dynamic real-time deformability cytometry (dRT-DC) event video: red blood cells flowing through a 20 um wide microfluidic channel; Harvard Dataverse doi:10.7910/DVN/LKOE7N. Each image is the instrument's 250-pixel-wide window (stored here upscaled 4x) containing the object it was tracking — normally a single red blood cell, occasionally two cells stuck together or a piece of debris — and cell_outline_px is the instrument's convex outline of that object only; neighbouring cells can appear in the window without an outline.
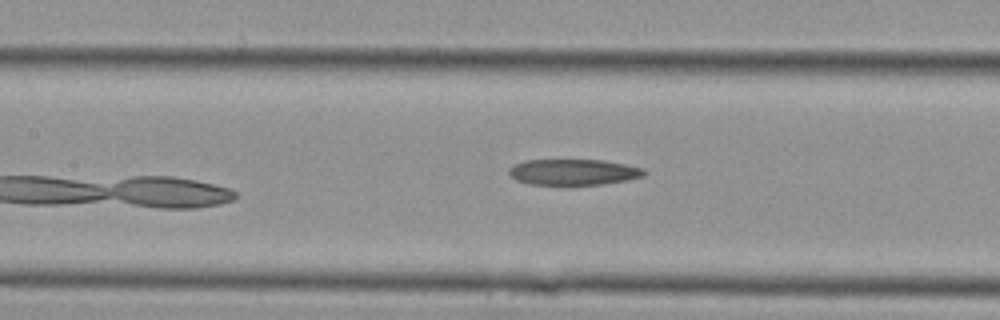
{"species": "Egyptian fruit bat (a non-hibernating species)", "species_latin": "Rousettus aegyptiacus", "temperature_condition": "cold", "stored_images_in_passage": 9, "camera_frame_rate_fps": 3000, "um_per_image_px": 0.085, "animal": {"sex": "female"}, "frame": {"image": 1, "passage_image": 9, "time_ms": 2.667, "image_size_px": [1000, 320], "cell_outline_px": [[648, 172], [644, 176], [628, 180], [600, 184], [532, 184], [516, 180], [508, 172], [508, 168], [524, 160], [604, 160], [644, 168]], "centroid_in_image_um": [48.78, 14.61], "position_along_channel_um": 158.6, "area_um2": 20.29}}